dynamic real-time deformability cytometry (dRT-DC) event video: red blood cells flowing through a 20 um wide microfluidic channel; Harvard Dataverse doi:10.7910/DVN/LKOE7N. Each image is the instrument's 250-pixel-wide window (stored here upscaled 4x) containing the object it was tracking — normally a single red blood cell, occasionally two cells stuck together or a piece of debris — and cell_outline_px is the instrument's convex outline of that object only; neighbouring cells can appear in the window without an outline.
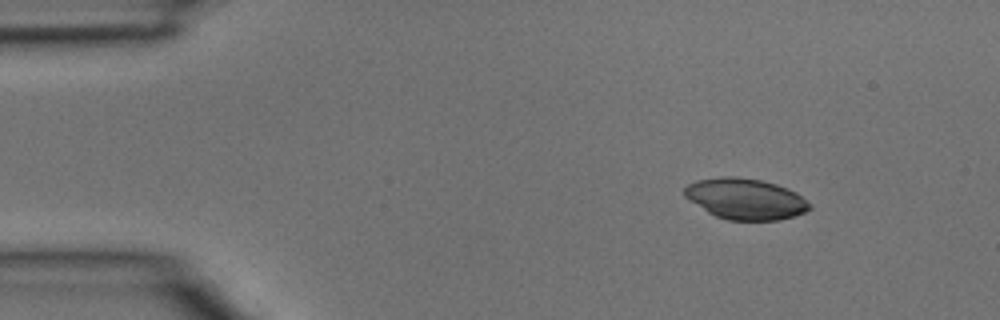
{"species": "common noctule bat (a hibernating species)", "species_latin": "Nyctalus noctula", "temperature_condition": "room temperature", "stored_images_in_passage": 3, "camera_frame_rate_fps": 3000, "um_per_image_px": 0.085, "animal": {"sex": "male", "body_mass_g": 15.6}, "frame": {"image": 1, "passage_image": 1, "time_ms": 0.0, "image_size_px": [1000, 320], "cell_outline_px": [[812, 208], [804, 212], [780, 220], [728, 220], [716, 216], [708, 212], [684, 196], [684, 188], [688, 184], [696, 180], [720, 176], [736, 176], [760, 180], [776, 184], [788, 188], [796, 192], [812, 204]], "centroid_in_image_um": [63.37, 16.89], "position_along_channel_um": 21.6, "area_um2": 29.88}}
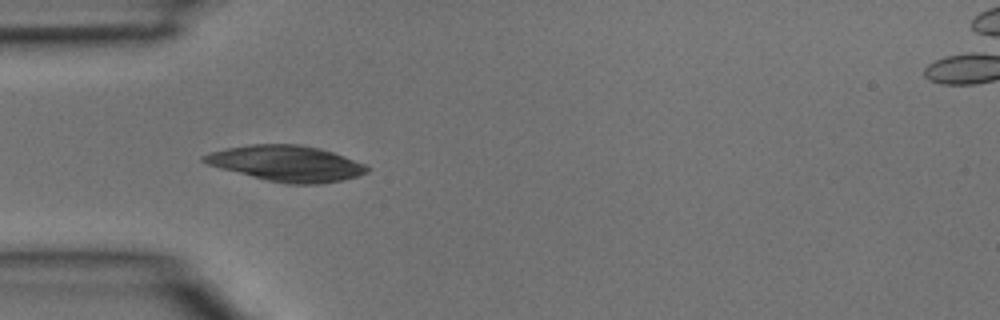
{"frame": {"image": 2, "passage_image": 3, "time_ms": 0.667, "image_size_px": [1000, 320], "cell_outline_px": [[372, 168], [368, 172], [356, 176], [340, 180], [320, 184], [288, 184], [268, 180], [252, 176], [208, 164], [200, 160], [200, 156], [212, 152], [228, 148], [252, 144], [296, 144], [320, 148], [344, 156], [364, 164]], "centroid_in_image_um": [24.38, 13.89], "position_along_channel_um": 60.6, "area_um2": 33.52}}